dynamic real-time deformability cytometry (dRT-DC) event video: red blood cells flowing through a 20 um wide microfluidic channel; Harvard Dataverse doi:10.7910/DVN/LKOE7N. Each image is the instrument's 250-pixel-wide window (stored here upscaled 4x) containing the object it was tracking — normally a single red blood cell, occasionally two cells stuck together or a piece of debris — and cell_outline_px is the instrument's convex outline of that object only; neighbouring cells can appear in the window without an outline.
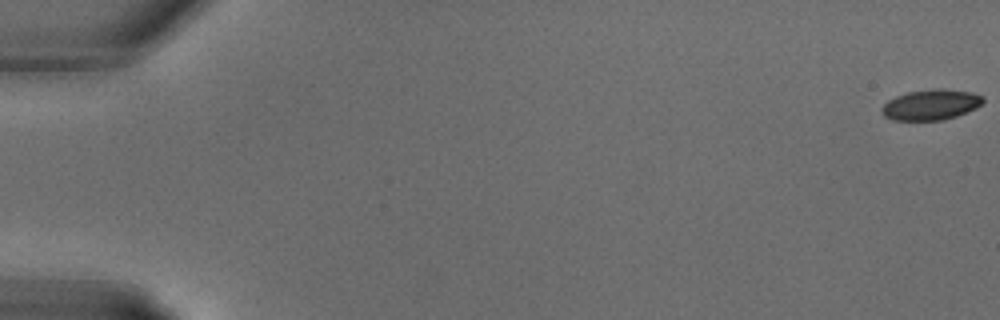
{"species": "common noctule bat (a hibernating species)", "species_latin": "Nyctalus noctula", "temperature_condition": "warm", "stored_images_in_passage": 22, "camera_frame_rate_fps": 3000, "um_per_image_px": 0.085, "animal": {"sex": "male", "body_mass_g": 18.8}, "frame": {"image": 1, "passage_image": 1, "time_ms": 0.0, "image_size_px": [1000, 320], "cell_outline_px": [[984, 100], [976, 108], [956, 116], [944, 120], [892, 120], [884, 116], [880, 112], [880, 108], [888, 100], [896, 96], [908, 92], [936, 88], [940, 88], [972, 92], [984, 96]], "centroid_in_image_um": [79.11, 8.9], "position_along_channel_um": 5.9, "area_um2": 18.09}}
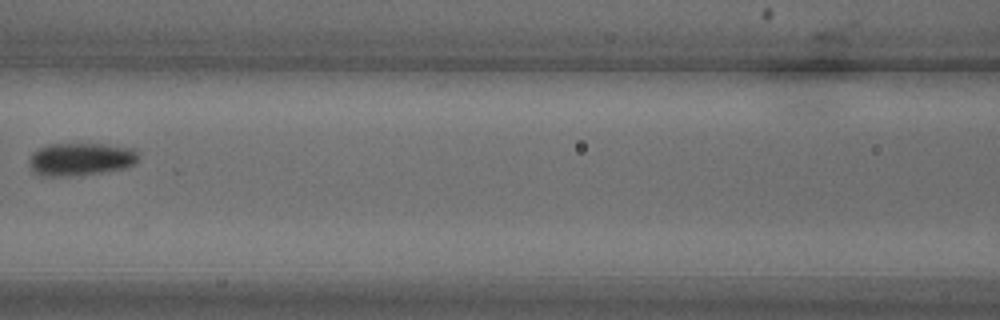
{"frame": {"image": 2, "passage_image": 15, "time_ms": 4.667, "image_size_px": [1000, 320], "cell_outline_px": [[140, 156], [136, 164], [124, 168], [100, 172], [72, 176], [40, 176], [32, 172], [28, 160], [32, 152], [48, 144], [104, 144], [132, 148]], "centroid_in_image_um": [6.83, 13.53], "position_along_channel_um": 159.8, "area_um2": 21.04}}
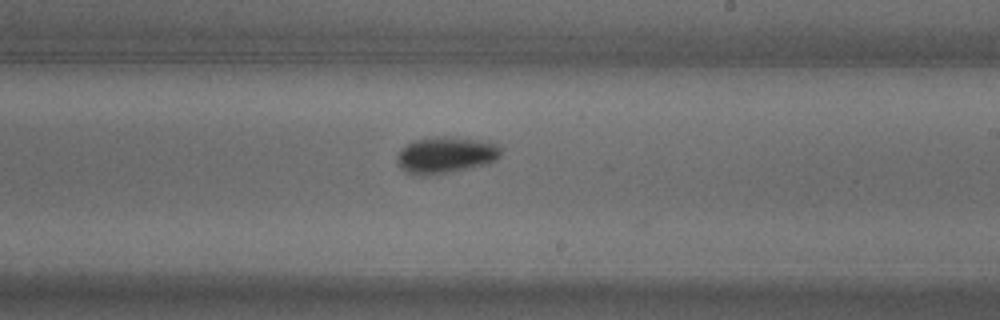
{"frame": {"image": 3, "passage_image": 19, "time_ms": 6.0, "image_size_px": [1000, 320], "cell_outline_px": [[500, 156], [496, 160], [488, 164], [472, 168], [452, 172], [424, 176], [420, 176], [404, 172], [400, 168], [396, 160], [396, 156], [400, 148], [412, 140], [440, 136], [444, 136], [476, 140], [500, 144]], "centroid_in_image_um": [37.84, 13.19], "position_along_channel_um": 251.2, "area_um2": 22.48}}